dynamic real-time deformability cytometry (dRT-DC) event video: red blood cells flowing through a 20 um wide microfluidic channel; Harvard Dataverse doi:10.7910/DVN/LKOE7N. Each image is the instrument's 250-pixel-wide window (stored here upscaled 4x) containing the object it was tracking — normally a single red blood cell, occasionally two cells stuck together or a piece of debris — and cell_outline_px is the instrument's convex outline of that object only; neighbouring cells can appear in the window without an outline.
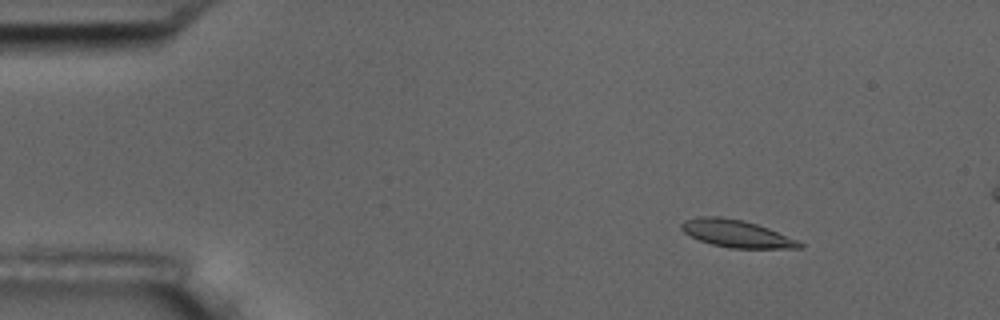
{"species": "common noctule bat (a hibernating species)", "species_latin": "Nyctalus noctula", "temperature_condition": "room temperature", "stored_images_in_passage": 6, "camera_frame_rate_fps": 3000, "um_per_image_px": 0.085, "animal": {"sex": "male", "body_mass_g": 17.5, "forearm_length_mm": 52.3}, "frame": {"image": 1, "passage_image": 3, "time_ms": 2.0, "image_size_px": [1000, 320], "cell_outline_px": [[804, 248], [728, 248], [712, 244], [700, 240], [684, 232], [680, 228], [680, 224], [684, 220], [700, 216], [720, 216], [744, 220], [768, 228], [796, 240], [804, 244]], "centroid_in_image_um": [62.57, 19.85], "position_along_channel_um": 22.4, "area_um2": 18.73}}